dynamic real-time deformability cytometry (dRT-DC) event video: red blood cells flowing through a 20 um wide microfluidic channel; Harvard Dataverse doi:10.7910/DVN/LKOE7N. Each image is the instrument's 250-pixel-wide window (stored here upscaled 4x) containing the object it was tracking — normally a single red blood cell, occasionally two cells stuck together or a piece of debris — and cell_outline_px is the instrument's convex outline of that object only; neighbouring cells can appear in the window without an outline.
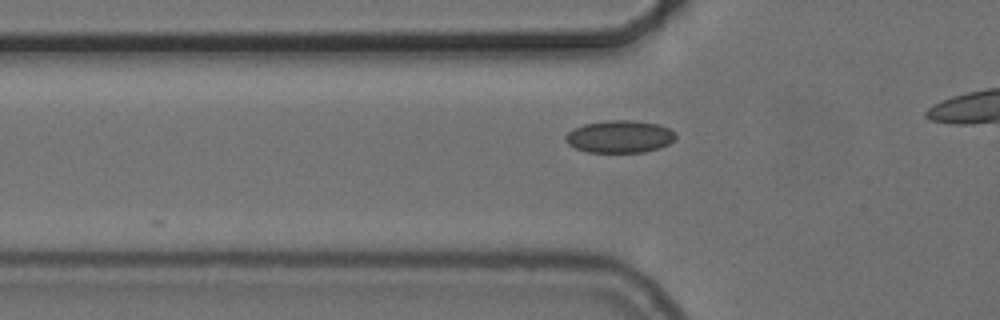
{"species": "common noctule bat (a hibernating species)", "species_latin": "Nyctalus noctula", "temperature_condition": "cold", "stored_images_in_passage": 14, "camera_frame_rate_fps": 3000, "um_per_image_px": 0.085, "animal": {"sex": "female", "body_mass_g": 24.6, "forearm_length_mm": 56.2}, "frame": {"image": 1, "passage_image": 4, "time_ms": 1.0, "image_size_px": [1000, 320], "cell_outline_px": [[676, 140], [660, 148], [644, 152], [588, 152], [576, 148], [568, 144], [564, 140], [564, 136], [568, 132], [584, 124], [608, 120], [636, 120], [660, 124], [676, 132]], "centroid_in_image_um": [52.71, 11.6], "position_along_channel_um": 73.1, "area_um2": 20.98}}
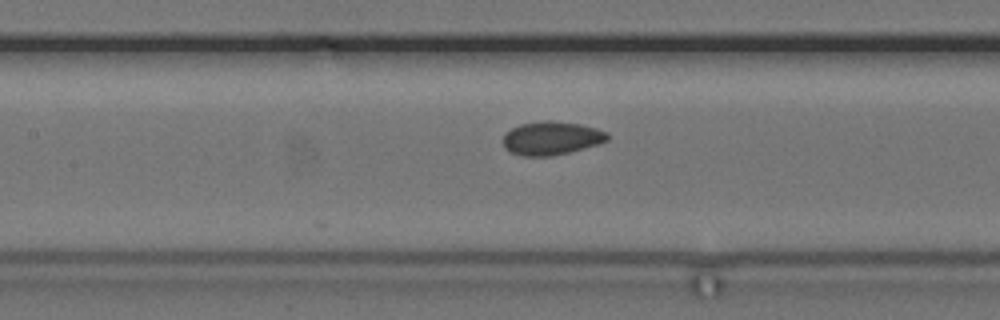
{"frame": {"image": 2, "passage_image": 11, "time_ms": 3.333, "image_size_px": [1000, 320], "cell_outline_px": [[608, 140], [596, 144], [568, 152], [552, 156], [520, 156], [508, 152], [504, 148], [504, 136], [512, 128], [520, 124], [544, 120], [548, 120], [580, 124], [596, 128], [608, 132]], "centroid_in_image_um": [46.84, 11.75], "position_along_channel_um": 160.6, "area_um2": 20.23}}
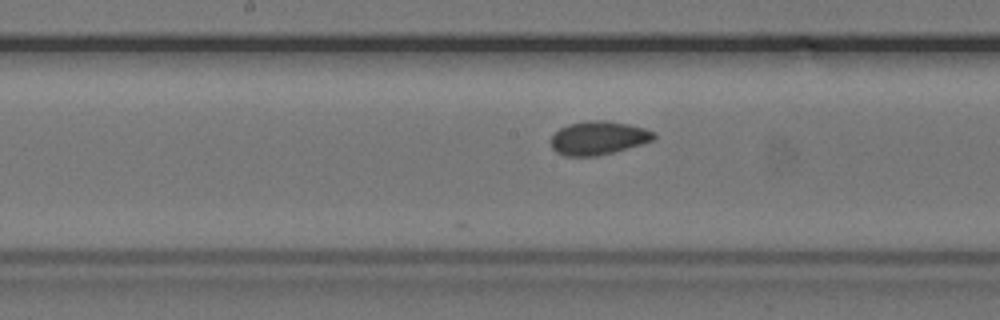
{"frame": {"image": 3, "passage_image": 14, "time_ms": 4.333, "image_size_px": [1000, 320], "cell_outline_px": [[656, 140], [612, 152], [596, 156], [564, 156], [556, 152], [552, 148], [552, 136], [560, 128], [568, 124], [588, 120], [608, 120], [628, 124], [644, 128], [656, 132]], "centroid_in_image_um": [50.89, 11.72], "position_along_channel_um": 197.3, "area_um2": 20.17}}